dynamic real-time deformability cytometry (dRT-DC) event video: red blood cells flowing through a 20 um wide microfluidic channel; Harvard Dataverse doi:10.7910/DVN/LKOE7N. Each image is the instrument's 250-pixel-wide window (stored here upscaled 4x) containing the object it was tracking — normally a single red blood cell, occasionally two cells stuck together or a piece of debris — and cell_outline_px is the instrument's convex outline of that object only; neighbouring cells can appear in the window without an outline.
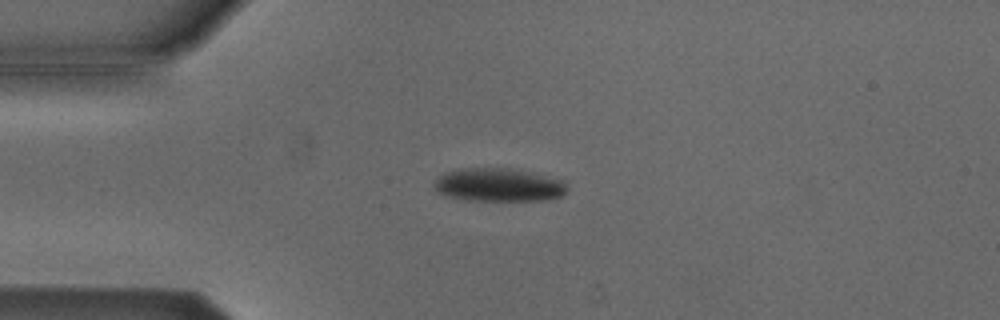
{"species": "Egyptian fruit bat (a non-hibernating species)", "species_latin": "Rousettus aegyptiacus", "temperature_condition": "cold", "stored_images_in_passage": 6, "camera_frame_rate_fps": 3000, "um_per_image_px": 0.085, "animal": {"sex": "male"}, "frame": {"image": 1, "passage_image": 4, "time_ms": 1.0, "image_size_px": [1000, 320], "cell_outline_px": [[568, 192], [564, 196], [548, 200], [460, 200], [444, 196], [436, 192], [432, 184], [444, 172], [460, 168], [508, 168], [564, 180], [568, 188]], "centroid_in_image_um": [42.36, 15.73], "position_along_channel_um": 42.6, "area_um2": 26.13}}
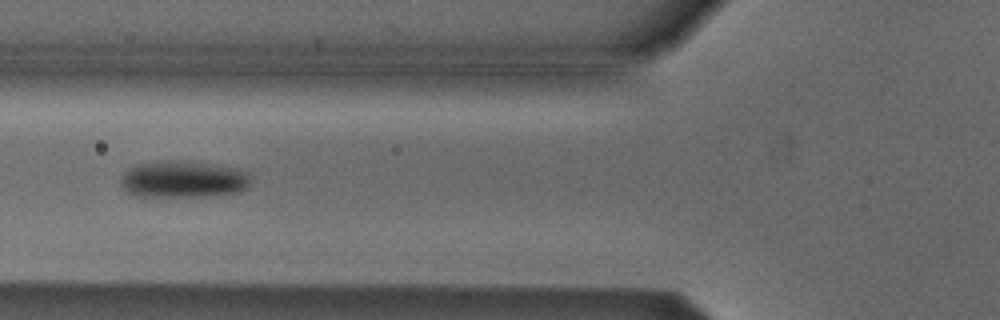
{"frame": {"image": 2, "passage_image": 6, "time_ms": 1.667, "image_size_px": [1000, 320], "cell_outline_px": [[248, 188], [240, 192], [204, 196], [136, 196], [128, 192], [120, 184], [120, 180], [124, 172], [128, 168], [140, 164], [156, 160], [184, 160], [212, 164], [236, 168], [248, 172]], "centroid_in_image_um": [15.55, 15.22], "position_along_channel_um": 110.3, "area_um2": 28.03}}